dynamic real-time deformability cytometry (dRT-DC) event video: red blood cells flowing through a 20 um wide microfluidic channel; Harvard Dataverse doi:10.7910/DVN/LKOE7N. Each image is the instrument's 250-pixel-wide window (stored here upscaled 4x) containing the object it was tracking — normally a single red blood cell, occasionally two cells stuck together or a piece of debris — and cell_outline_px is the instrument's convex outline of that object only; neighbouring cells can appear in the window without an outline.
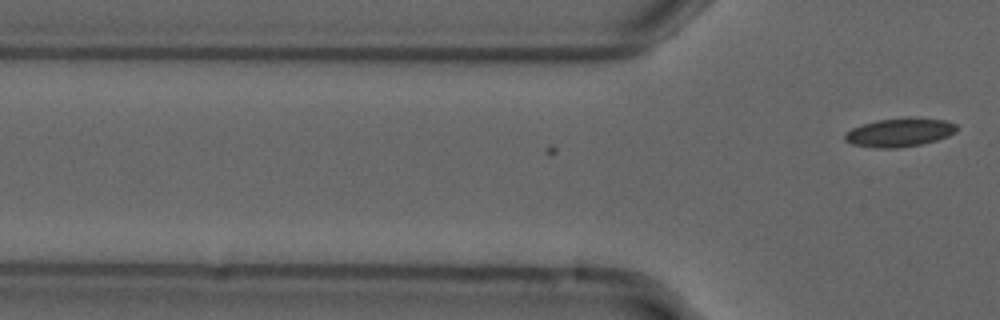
{"species": "common noctule bat (a hibernating species)", "species_latin": "Nyctalus noctula", "temperature_condition": "cold", "stored_images_in_passage": 3, "camera_frame_rate_fps": 3000, "um_per_image_px": 0.085, "animal": {"sex": "male", "forearm_length_mm": 52.5}, "frame": {"image": 1, "passage_image": 3, "time_ms": 0.667, "image_size_px": [1000, 320], "cell_outline_px": [[956, 132], [948, 136], [936, 140], [920, 144], [896, 148], [872, 148], [852, 144], [844, 140], [844, 136], [852, 128], [876, 120], [908, 116], [944, 120], [956, 124]], "centroid_in_image_um": [76.46, 11.24], "position_along_channel_um": 49.3, "area_um2": 18.73}}